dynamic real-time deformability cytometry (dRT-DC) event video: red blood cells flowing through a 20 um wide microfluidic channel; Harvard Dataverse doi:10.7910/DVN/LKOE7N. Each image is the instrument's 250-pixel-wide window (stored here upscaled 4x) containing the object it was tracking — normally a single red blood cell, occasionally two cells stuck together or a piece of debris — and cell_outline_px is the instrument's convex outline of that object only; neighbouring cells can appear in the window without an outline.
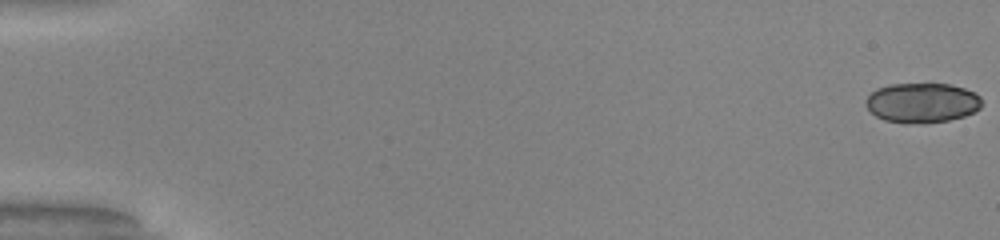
{"species": "common noctule bat (a hibernating species)", "species_latin": "Nyctalus noctula", "temperature_condition": "warm", "stored_images_in_passage": 51, "camera_frame_rate_fps": 3000, "um_per_image_px": 0.085, "animal": {"sex": "male", "body_mass_g": 20.0, "forearm_length_mm": 53.3}, "frame": {"image": 1, "passage_image": 1, "time_ms": 0.0, "image_size_px": [1000, 240], "cell_outline_px": [[980, 108], [964, 116], [948, 120], [888, 120], [876, 116], [868, 108], [868, 96], [872, 92], [880, 88], [892, 84], [948, 84], [964, 88], [980, 96]], "centroid_in_image_um": [78.42, 8.68], "position_along_channel_um": 6.6, "area_um2": 25.37}}
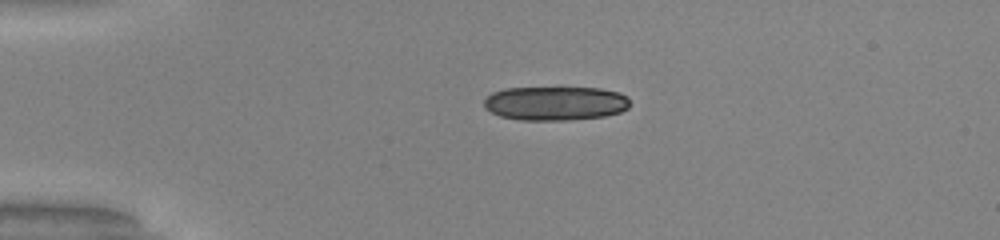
{"frame": {"image": 2, "passage_image": 13, "time_ms": 4.0, "image_size_px": [1000, 240], "cell_outline_px": [[628, 108], [620, 112], [604, 116], [564, 120], [524, 120], [500, 116], [492, 112], [484, 104], [484, 100], [492, 92], [508, 88], [600, 88], [616, 92], [624, 96], [628, 100]], "centroid_in_image_um": [47.19, 8.78], "position_along_channel_um": 37.8, "area_um2": 28.5}, "authors_computed_cell_mechanics": {"area_um2": 27.6862, "velocity_mm_per_s": 4.1435, "shape_relaxation_time_tau1_ms": 2.0417, "shape_relaxation_time_tau2_ms": null, "deformation_change_tau1": 0.3164, "deformation_change_tau2": null}}